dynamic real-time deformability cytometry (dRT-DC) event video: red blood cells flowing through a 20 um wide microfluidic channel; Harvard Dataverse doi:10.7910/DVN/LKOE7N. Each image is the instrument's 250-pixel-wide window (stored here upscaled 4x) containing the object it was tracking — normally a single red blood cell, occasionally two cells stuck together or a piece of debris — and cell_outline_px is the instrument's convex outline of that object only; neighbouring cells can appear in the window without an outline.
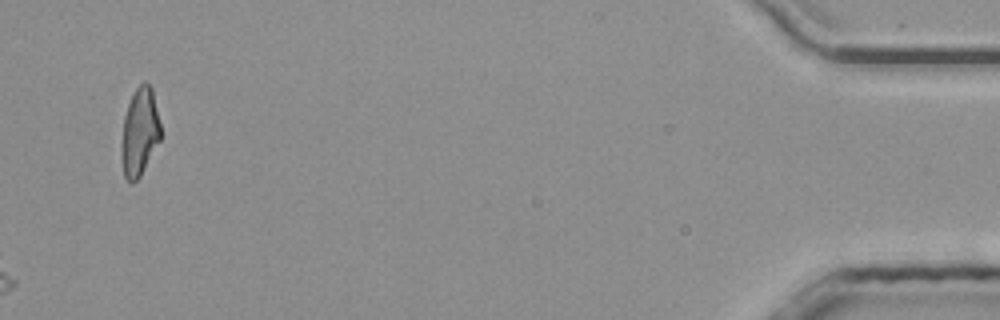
{"species": "common noctule bat (a hibernating species)", "species_latin": "Nyctalus noctula", "temperature_condition": "room temperature", "stored_images_in_passage": 42, "camera_frame_rate_fps": 3000, "um_per_image_px": 0.085, "animal": {"sex": "male", "body_mass_g": 20.4}, "frame": {"image": 1, "passage_image": 42, "time_ms": 13.667, "image_size_px": [1000, 320], "cell_outline_px": [[160, 140], [140, 176], [132, 184], [128, 184], [124, 180], [124, 116], [128, 104], [136, 88], [144, 80], [152, 88], [160, 124]], "centroid_in_image_um": [11.91, 11.21], "position_along_channel_um": 423.3, "area_um2": 19.25}}